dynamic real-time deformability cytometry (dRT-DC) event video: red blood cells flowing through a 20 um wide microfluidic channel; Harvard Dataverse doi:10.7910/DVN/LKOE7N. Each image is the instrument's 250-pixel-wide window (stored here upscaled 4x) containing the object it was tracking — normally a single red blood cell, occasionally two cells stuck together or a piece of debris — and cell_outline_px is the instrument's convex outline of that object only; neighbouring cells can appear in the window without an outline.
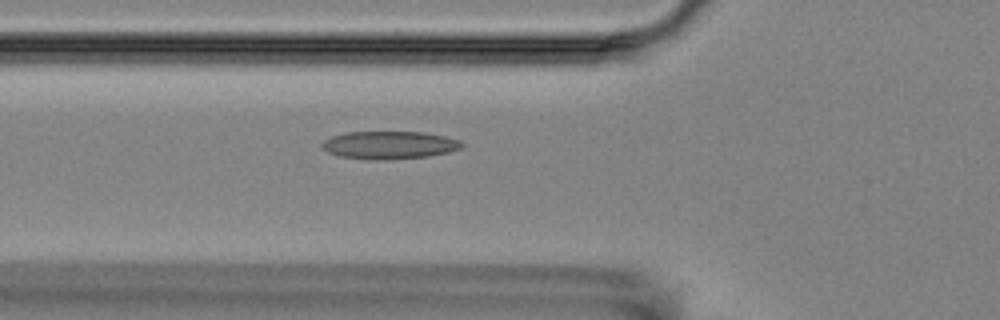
{"species": "Egyptian fruit bat (a non-hibernating species)", "species_latin": "Rousettus aegyptiacus", "temperature_condition": "room temperature", "stored_images_in_passage": 6, "camera_frame_rate_fps": 3000, "um_per_image_px": 0.085, "animal": {"sex": "female"}, "frame": {"image": 1, "passage_image": 6, "time_ms": 5.667, "image_size_px": [1000, 320], "cell_outline_px": [[464, 148], [448, 152], [428, 156], [388, 160], [368, 160], [340, 156], [328, 152], [320, 148], [320, 144], [324, 140], [332, 136], [344, 132], [424, 132], [444, 136], [460, 140], [464, 144]], "centroid_in_image_um": [33.08, 12.33], "position_along_channel_um": 92.7, "area_um2": 22.95}}